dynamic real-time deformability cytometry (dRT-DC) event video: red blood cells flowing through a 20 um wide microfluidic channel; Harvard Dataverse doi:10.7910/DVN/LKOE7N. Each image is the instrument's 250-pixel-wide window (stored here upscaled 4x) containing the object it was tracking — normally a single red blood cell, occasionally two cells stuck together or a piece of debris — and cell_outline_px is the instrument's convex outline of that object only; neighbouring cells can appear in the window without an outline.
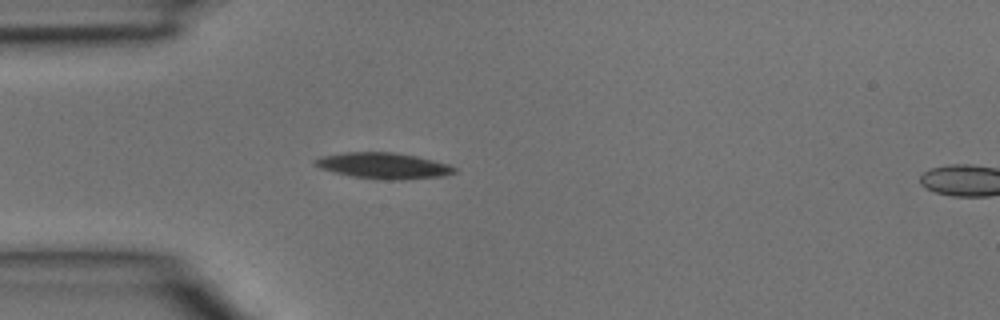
{"species": "common noctule bat (a hibernating species)", "species_latin": "Nyctalus noctula", "temperature_condition": "room temperature", "stored_images_in_passage": 4, "segment_of_instrument_passage": [1, 2], "camera_frame_rate_fps": 3000, "um_per_image_px": 0.085, "animal": {"sex": "male", "body_mass_g": 15.6}, "frame": {"image": 1, "passage_image": 3, "time_ms": 0.667, "image_size_px": [1000, 320], "cell_outline_px": [[456, 172], [444, 176], [400, 180], [388, 180], [352, 176], [320, 168], [312, 164], [312, 160], [320, 156], [344, 152], [392, 152], [416, 156], [448, 164], [456, 168]], "centroid_in_image_um": [32.57, 14.08], "position_along_channel_um": 52.4, "area_um2": 21.1}}